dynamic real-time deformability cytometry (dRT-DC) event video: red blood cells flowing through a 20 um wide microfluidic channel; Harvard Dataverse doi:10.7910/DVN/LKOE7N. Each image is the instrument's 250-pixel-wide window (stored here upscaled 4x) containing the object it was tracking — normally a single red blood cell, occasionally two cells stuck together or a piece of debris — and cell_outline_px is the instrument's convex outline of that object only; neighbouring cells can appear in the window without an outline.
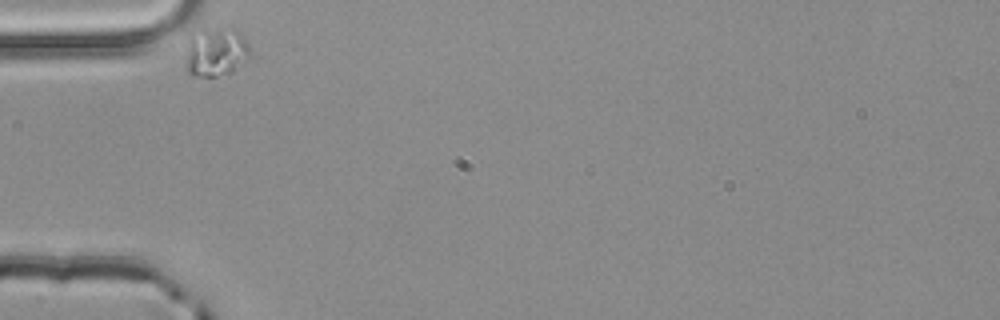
{"species": "common noctule bat (a hibernating species)", "species_latin": "Nyctalus noctula", "temperature_condition": "room temperature", "stored_images_in_passage": 1, "camera_frame_rate_fps": 3000, "um_per_image_px": 0.085, "animal": {"sex": "male", "body_mass_g": 20.4}, "frame": {"image": 1, "passage_image": 1, "time_ms": 0.0, "image_size_px": [1000, 320], "cell_outline_px": [[252, 56], [232, 72], [216, 76], [192, 76], [188, 72], [188, 52], [192, 36], [204, 32], [232, 28], [244, 36], [248, 44]], "centroid_in_image_um": [18.46, 4.48], "position_along_channel_um": 66.5, "area_um2": 17.46}}